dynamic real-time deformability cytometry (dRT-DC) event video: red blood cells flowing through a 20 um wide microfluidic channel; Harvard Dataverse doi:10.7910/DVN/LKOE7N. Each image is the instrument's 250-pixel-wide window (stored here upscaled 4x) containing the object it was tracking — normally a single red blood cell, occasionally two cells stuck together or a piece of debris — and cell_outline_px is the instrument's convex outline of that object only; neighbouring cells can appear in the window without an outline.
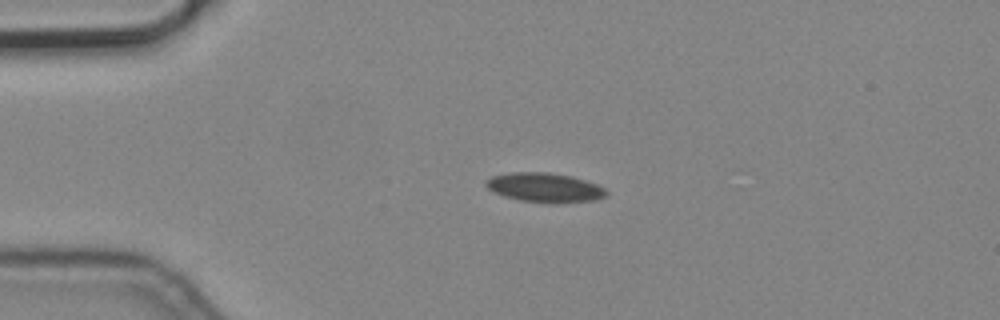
{"species": "common noctule bat (a hibernating species)", "species_latin": "Nyctalus noctula", "temperature_condition": "cold", "stored_images_in_passage": 5, "camera_frame_rate_fps": 3000, "um_per_image_px": 0.085, "animal": {"sex": "male", "body_mass_g": 19.2, "forearm_length_mm": 51.8}, "frame": {"image": 1, "passage_image": 4, "time_ms": 1.0, "image_size_px": [1000, 320], "cell_outline_px": [[608, 192], [604, 196], [596, 200], [520, 200], [504, 196], [488, 188], [484, 184], [484, 180], [492, 176], [512, 172], [548, 172], [572, 176], [596, 184], [604, 188]], "centroid_in_image_um": [46.24, 15.88], "position_along_channel_um": 38.8, "area_um2": 19.54}}